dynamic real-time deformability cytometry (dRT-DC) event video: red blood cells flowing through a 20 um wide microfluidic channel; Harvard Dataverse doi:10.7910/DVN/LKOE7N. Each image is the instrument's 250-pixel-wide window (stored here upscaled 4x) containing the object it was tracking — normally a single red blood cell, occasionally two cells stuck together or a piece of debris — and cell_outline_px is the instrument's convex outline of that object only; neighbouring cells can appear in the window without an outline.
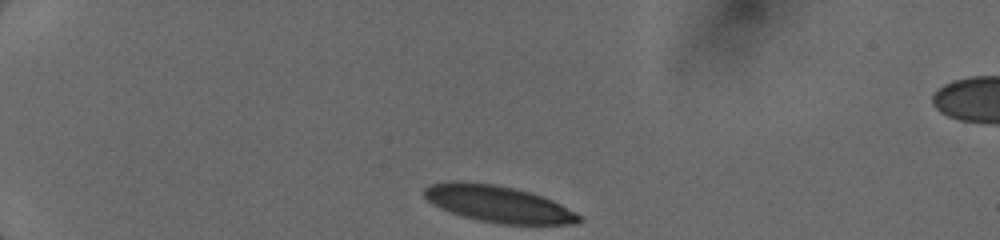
{"species": "human", "species_latin": "Homo sapiens", "temperature_condition": "cold", "stored_images_in_passage": 32, "camera_frame_rate_fps": 3000, "um_per_image_px": 0.085, "donor": {"sex": "female"}, "frame": {"image": 1, "passage_image": 1, "time_ms": 0.0, "image_size_px": [1000, 240], "cell_outline_px": [[584, 220], [580, 224], [500, 224], [480, 220], [464, 216], [440, 208], [432, 204], [424, 196], [424, 188], [428, 184], [452, 180], [460, 180], [492, 184], [512, 188], [528, 192], [552, 200], [576, 212]], "centroid_in_image_um": [42.34, 17.33], "position_along_channel_um": 42.7, "area_um2": 32.95}}
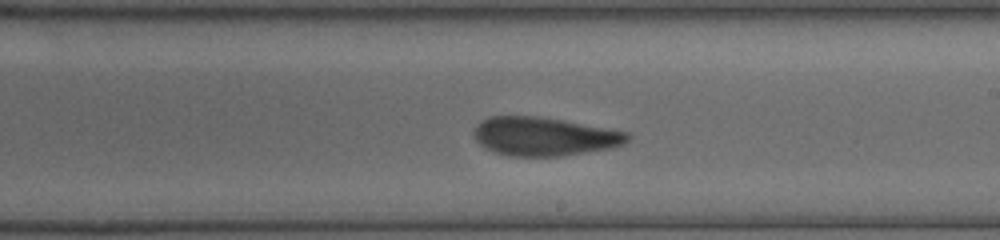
{"frame": {"image": 2, "passage_image": 19, "time_ms": 6.333, "image_size_px": [1000, 240], "cell_outline_px": [[632, 136], [624, 144], [612, 148], [560, 156], [508, 156], [484, 148], [472, 136], [472, 132], [476, 124], [480, 120], [488, 116], [536, 116], [564, 120], [628, 132]], "centroid_in_image_um": [46.22, 11.59], "position_along_channel_um": 242.8, "area_um2": 34.85}}
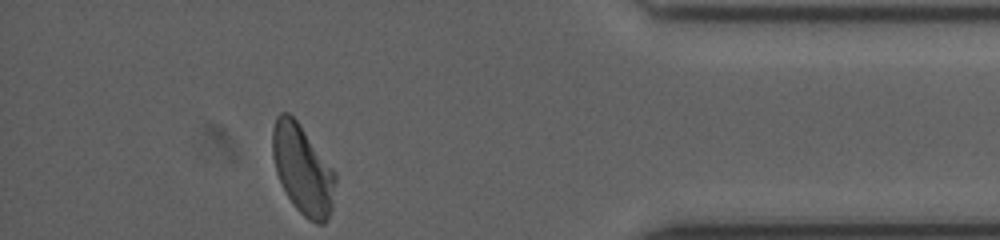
{"frame": {"image": 3, "passage_image": 32, "time_ms": 11.0, "image_size_px": [1000, 240], "cell_outline_px": [[336, 180], [332, 208], [324, 224], [316, 224], [308, 220], [292, 204], [276, 172], [272, 156], [272, 128], [276, 116], [280, 112], [288, 112], [296, 120], [336, 172]], "centroid_in_image_um": [25.72, 14.41], "position_along_channel_um": 409.5, "area_um2": 32.66}}